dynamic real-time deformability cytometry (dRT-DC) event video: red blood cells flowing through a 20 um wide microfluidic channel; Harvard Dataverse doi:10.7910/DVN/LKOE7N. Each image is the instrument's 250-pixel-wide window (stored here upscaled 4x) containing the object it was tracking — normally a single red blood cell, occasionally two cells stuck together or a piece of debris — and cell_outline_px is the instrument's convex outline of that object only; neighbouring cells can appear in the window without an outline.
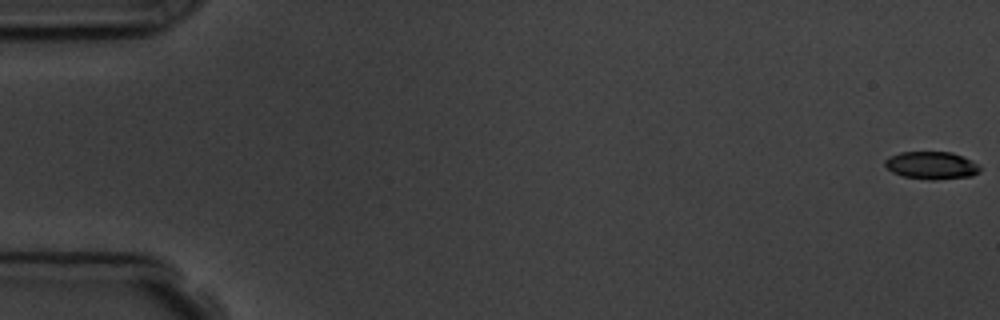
{"species": "common noctule bat (a hibernating species)", "species_latin": "Nyctalus noctula", "temperature_condition": "room temperature", "stored_images_in_passage": 11, "camera_frame_rate_fps": 3000, "um_per_image_px": 0.085, "animal": {"sex": "male", "body_mass_g": 19.5, "forearm_length_mm": 54.6}, "frame": {"image": 1, "passage_image": 1, "time_ms": 0.0, "image_size_px": [1000, 320], "cell_outline_px": [[980, 172], [972, 176], [932, 180], [928, 180], [904, 176], [892, 172], [884, 164], [884, 160], [888, 156], [900, 152], [952, 152], [964, 156], [976, 164], [980, 168]], "centroid_in_image_um": [79.16, 14.05], "position_along_channel_um": 5.8, "area_um2": 15.32}}
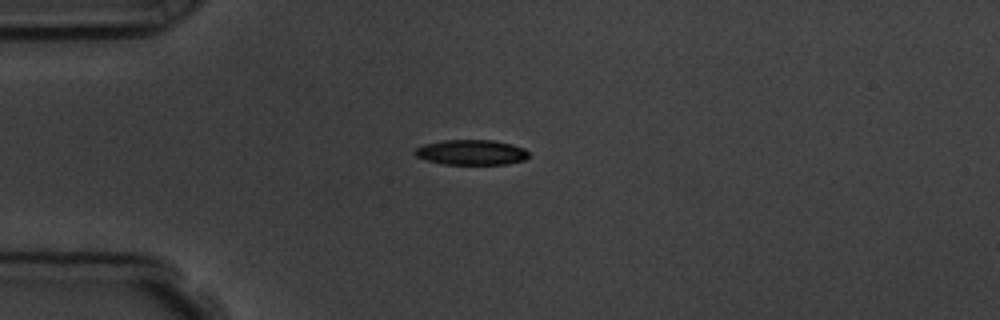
{"frame": {"image": 2, "passage_image": 5, "time_ms": 4.667, "image_size_px": [1000, 320], "cell_outline_px": [[528, 156], [524, 160], [508, 164], [440, 164], [416, 156], [412, 152], [416, 148], [424, 144], [444, 140], [492, 140], [512, 144], [524, 148], [528, 152]], "centroid_in_image_um": [40.05, 12.95], "position_along_channel_um": 44.9, "area_um2": 16.7}}
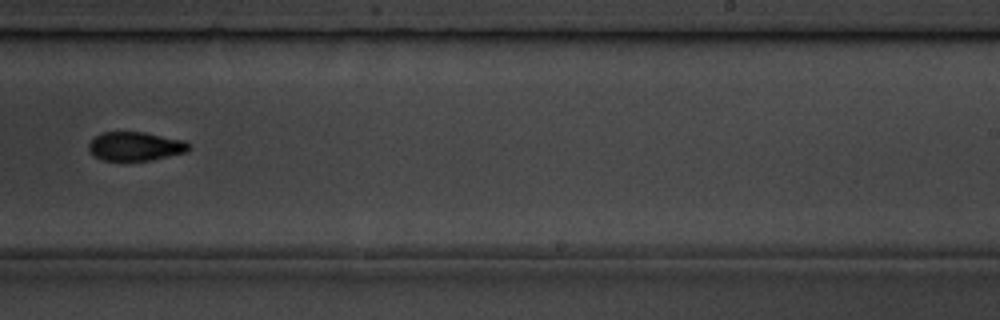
{"frame": {"image": 3, "passage_image": 11, "time_ms": 11.333, "image_size_px": [1000, 320], "cell_outline_px": [[192, 148], [188, 152], [152, 160], [100, 160], [92, 156], [88, 152], [88, 144], [100, 132], [144, 132], [184, 140], [192, 144]], "centroid_in_image_um": [11.52, 12.44], "position_along_channel_um": 277.5, "area_um2": 17.17}}